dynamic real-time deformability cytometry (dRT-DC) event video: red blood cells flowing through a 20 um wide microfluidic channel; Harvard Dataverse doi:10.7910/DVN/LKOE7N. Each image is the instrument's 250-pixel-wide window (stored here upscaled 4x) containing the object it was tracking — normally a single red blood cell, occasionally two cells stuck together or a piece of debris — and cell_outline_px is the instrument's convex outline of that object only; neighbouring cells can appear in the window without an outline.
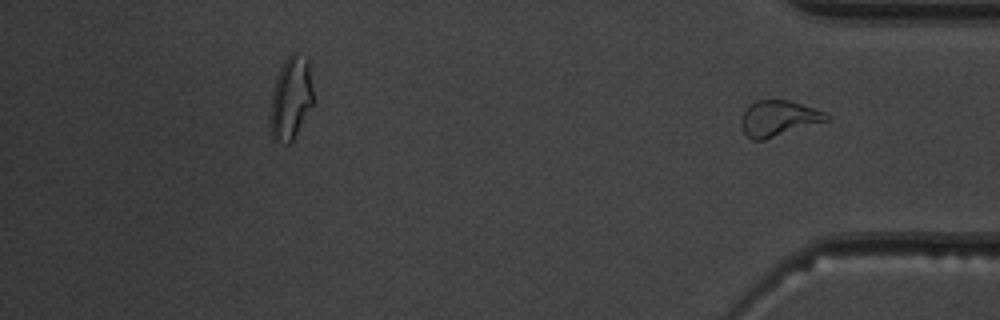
{"species": "common noctule bat (a hibernating species)", "species_latin": "Nyctalus noctula", "temperature_condition": "warm", "stored_images_in_passage": 39, "segment_of_instrument_passage": [2, 2], "camera_frame_rate_fps": 3000, "um_per_image_px": 0.085, "animal": {"sex": "male", "body_mass_g": 19.5, "forearm_length_mm": 54.6}, "frame": {"image": 1, "passage_image": 39, "time_ms": 12.667, "image_size_px": [1000, 320], "cell_outline_px": [[832, 116], [828, 120], [764, 140], [752, 140], [744, 132], [740, 124], [740, 120], [748, 104], [756, 100], [788, 100], [824, 112]], "centroid_in_image_um": [66.13, 10.06], "position_along_channel_um": 369.1, "area_um2": 17.57}}